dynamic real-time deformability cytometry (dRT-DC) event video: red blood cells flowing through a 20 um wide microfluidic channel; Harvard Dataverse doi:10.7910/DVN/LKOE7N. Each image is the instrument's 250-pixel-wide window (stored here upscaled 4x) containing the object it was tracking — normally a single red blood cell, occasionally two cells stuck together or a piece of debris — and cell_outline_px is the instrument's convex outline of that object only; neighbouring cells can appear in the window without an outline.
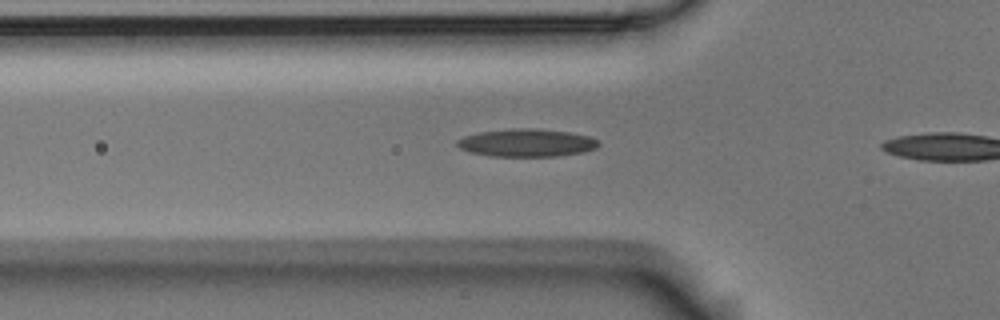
{"species": "Egyptian fruit bat (a non-hibernating species)", "species_latin": "Rousettus aegyptiacus", "temperature_condition": "room temperature", "stored_images_in_passage": 9, "camera_frame_rate_fps": 3000, "um_per_image_px": 0.085, "animal": {"sex": "male"}, "frame": {"image": 1, "passage_image": 8, "time_ms": 2.333, "image_size_px": [1000, 320], "cell_outline_px": [[600, 144], [596, 148], [580, 152], [556, 156], [492, 156], [472, 152], [460, 148], [456, 144], [456, 140], [464, 136], [480, 132], [512, 128], [536, 128], [568, 132], [588, 136], [600, 140]], "centroid_in_image_um": [44.77, 12.13], "position_along_channel_um": 81.0, "area_um2": 22.77}}